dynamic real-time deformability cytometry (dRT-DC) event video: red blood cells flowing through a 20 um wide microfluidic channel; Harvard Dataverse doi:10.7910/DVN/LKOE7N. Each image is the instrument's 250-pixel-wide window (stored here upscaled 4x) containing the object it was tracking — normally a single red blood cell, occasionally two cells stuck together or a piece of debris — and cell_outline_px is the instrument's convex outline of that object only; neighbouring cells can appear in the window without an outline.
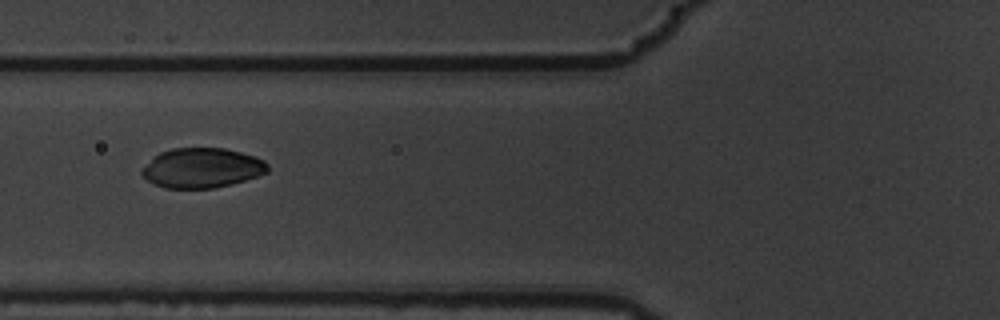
{"species": "common noctule bat (a hibernating species)", "species_latin": "Nyctalus noctula", "temperature_condition": "warm", "stored_images_in_passage": 6, "camera_frame_rate_fps": 3000, "um_per_image_px": 0.085, "animal": {"sex": "male", "body_mass_g": 19.5, "forearm_length_mm": 54.6}, "frame": {"image": 1, "passage_image": 2, "time_ms": 0.333, "image_size_px": [1000, 320], "cell_outline_px": [[268, 172], [232, 184], [216, 188], [164, 188], [148, 180], [140, 172], [140, 168], [152, 156], [160, 152], [172, 148], [224, 148], [256, 156], [264, 160], [268, 164]], "centroid_in_image_um": [17.14, 14.27], "position_along_channel_um": 108.7, "area_um2": 29.36}}
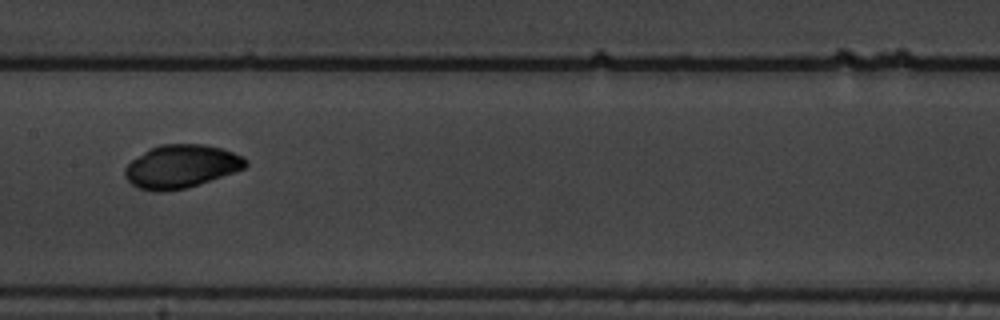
{"frame": {"image": 2, "passage_image": 4, "time_ms": 1.0, "image_size_px": [1000, 320], "cell_outline_px": [[248, 164], [244, 168], [184, 188], [156, 192], [140, 188], [132, 184], [124, 176], [124, 168], [132, 160], [144, 152], [160, 144], [204, 144], [220, 148], [244, 156], [248, 160]], "centroid_in_image_um": [15.39, 14.12], "position_along_channel_um": 192.0, "area_um2": 29.82}}
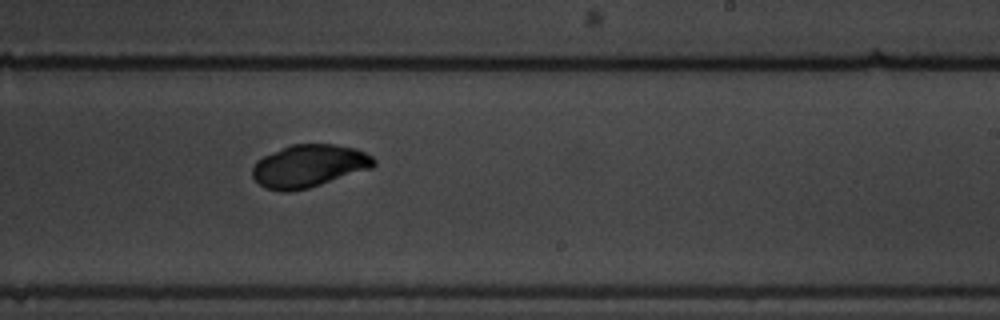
{"frame": {"image": 3, "passage_image": 6, "time_ms": 1.667, "image_size_px": [1000, 320], "cell_outline_px": [[376, 164], [372, 168], [308, 188], [288, 192], [280, 192], [264, 188], [252, 176], [252, 168], [256, 160], [264, 156], [292, 144], [336, 144], [356, 148], [372, 156], [376, 160]], "centroid_in_image_um": [26.26, 14.11], "position_along_channel_um": 262.7, "area_um2": 30.17}}